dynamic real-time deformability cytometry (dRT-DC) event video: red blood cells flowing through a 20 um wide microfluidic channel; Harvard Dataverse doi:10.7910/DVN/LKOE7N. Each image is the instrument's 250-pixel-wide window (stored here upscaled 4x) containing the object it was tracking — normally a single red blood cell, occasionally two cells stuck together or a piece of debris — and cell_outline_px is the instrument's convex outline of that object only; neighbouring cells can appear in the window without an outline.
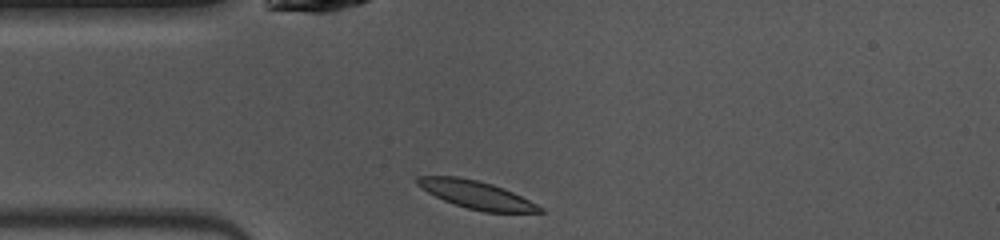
{"species": "common noctule bat (a hibernating species)", "species_latin": "Nyctalus noctula", "temperature_condition": "warm", "stored_images_in_passage": 30, "camera_frame_rate_fps": 3000, "um_per_image_px": 0.085, "animal": {"sex": "female", "body_mass_g": 10.0, "forearm_length_mm": 53.1}, "frame": {"image": 1, "passage_image": 1, "time_ms": 0.0, "image_size_px": [1000, 240], "cell_outline_px": [[544, 212], [484, 212], [468, 208], [444, 200], [428, 192], [416, 184], [416, 176], [456, 176], [476, 180], [492, 184], [504, 188], [544, 208]], "centroid_in_image_um": [40.48, 16.55], "position_along_channel_um": 44.5, "area_um2": 19.54}}
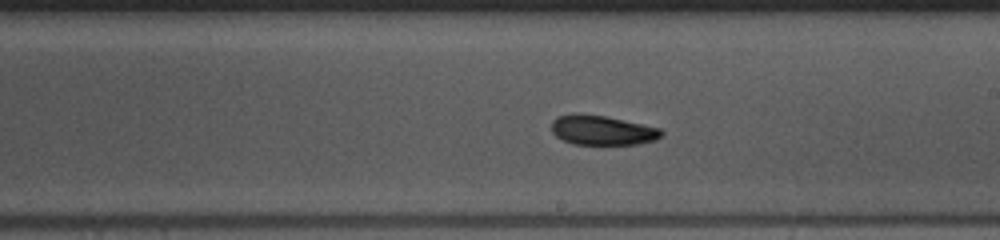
{"frame": {"image": 2, "passage_image": 16, "time_ms": 5.0, "image_size_px": [1000, 240], "cell_outline_px": [[664, 136], [656, 140], [636, 144], [572, 144], [556, 136], [552, 132], [552, 120], [556, 116], [572, 112], [580, 112], [604, 116], [660, 128], [664, 132]], "centroid_in_image_um": [51.16, 11.05], "position_along_channel_um": 237.8, "area_um2": 19.19}}
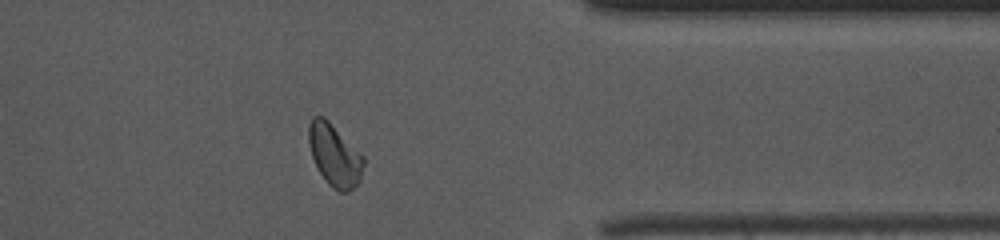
{"frame": {"image": 3, "passage_image": 28, "time_ms": 9.0, "image_size_px": [1000, 240], "cell_outline_px": [[364, 164], [360, 180], [348, 192], [340, 192], [328, 184], [320, 172], [312, 156], [308, 144], [308, 124], [312, 116], [324, 116], [364, 156]], "centroid_in_image_um": [28.43, 13.16], "position_along_channel_um": 383.0, "area_um2": 19.77}, "authors_computed_cell_mechanics": {"area_um2": 19.1896, "velocity_mm_per_s": 4.039, "shape_relaxation_time_tau1_ms": 5.7871, "shape_relaxation_time_tau2_ms": 4.1354, "deformation_change_tau1": 0.1571, "deformation_change_tau2": 0.107}}